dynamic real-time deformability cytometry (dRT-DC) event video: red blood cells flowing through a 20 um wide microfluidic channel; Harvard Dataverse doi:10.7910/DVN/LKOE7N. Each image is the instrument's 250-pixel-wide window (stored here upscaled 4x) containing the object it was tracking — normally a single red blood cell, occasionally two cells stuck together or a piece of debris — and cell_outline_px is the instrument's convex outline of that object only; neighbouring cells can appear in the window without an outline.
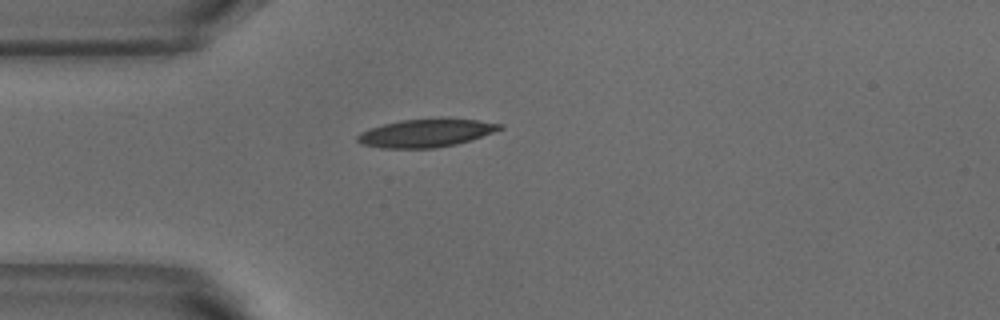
{"species": "common noctule bat (a hibernating species)", "species_latin": "Nyctalus noctula", "temperature_condition": "warm", "stored_images_in_passage": 3, "camera_frame_rate_fps": 3000, "um_per_image_px": 0.085, "animal": {"sex": "male", "body_mass_g": 18.8}, "frame": {"image": 1, "passage_image": 1, "time_ms": 0.0, "image_size_px": [1000, 320], "cell_outline_px": [[504, 128], [472, 140], [456, 144], [432, 148], [380, 148], [360, 144], [356, 140], [356, 136], [360, 132], [368, 128], [400, 120], [440, 116], [448, 116], [504, 124]], "centroid_in_image_um": [36.22, 11.27], "position_along_channel_um": 48.8, "area_um2": 24.1}}